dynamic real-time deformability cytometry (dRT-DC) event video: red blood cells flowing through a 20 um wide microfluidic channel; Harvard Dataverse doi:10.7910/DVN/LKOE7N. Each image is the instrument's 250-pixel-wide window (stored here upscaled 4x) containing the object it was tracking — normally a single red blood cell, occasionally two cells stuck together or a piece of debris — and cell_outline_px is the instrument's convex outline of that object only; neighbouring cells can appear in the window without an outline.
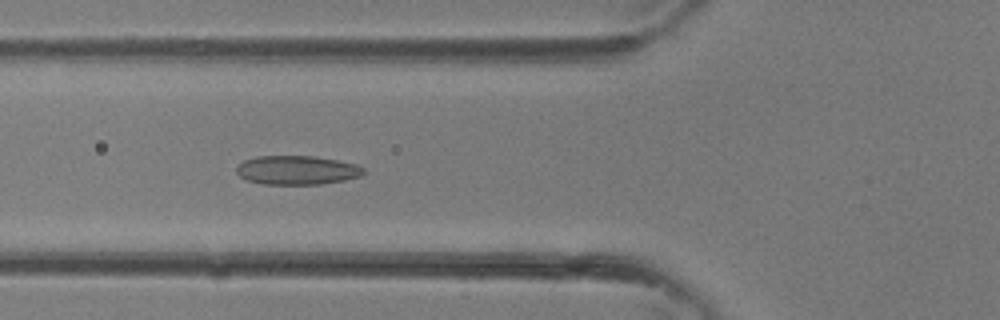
{"species": "common noctule bat (a hibernating species)", "species_latin": "Nyctalus noctula", "temperature_condition": "room temperature", "stored_images_in_passage": 37, "camera_frame_rate_fps": 3000, "um_per_image_px": 0.085, "animal": {"sex": "female"}, "frame": {"image": 1, "passage_image": 13, "time_ms": 4.0, "image_size_px": [1000, 320], "cell_outline_px": [[364, 172], [360, 176], [344, 180], [320, 184], [260, 184], [248, 180], [240, 176], [236, 172], [236, 168], [244, 160], [256, 156], [312, 156], [336, 160], [356, 164], [364, 168]], "centroid_in_image_um": [25.22, 14.46], "position_along_channel_um": 100.6, "area_um2": 21.33}}
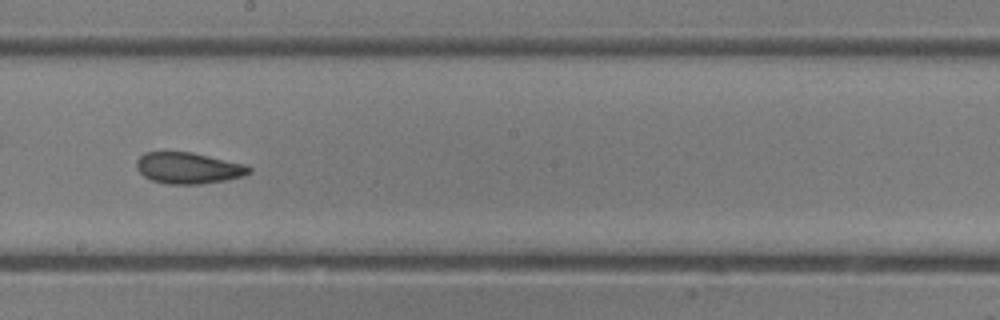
{"frame": {"image": 2, "passage_image": 20, "time_ms": 6.333, "image_size_px": [1000, 320], "cell_outline_px": [[252, 172], [244, 176], [224, 180], [200, 184], [168, 184], [152, 180], [144, 176], [136, 168], [136, 160], [144, 152], [192, 152], [248, 164], [252, 168]], "centroid_in_image_um": [16.05, 14.27], "position_along_channel_um": 232.2, "area_um2": 20.69}}
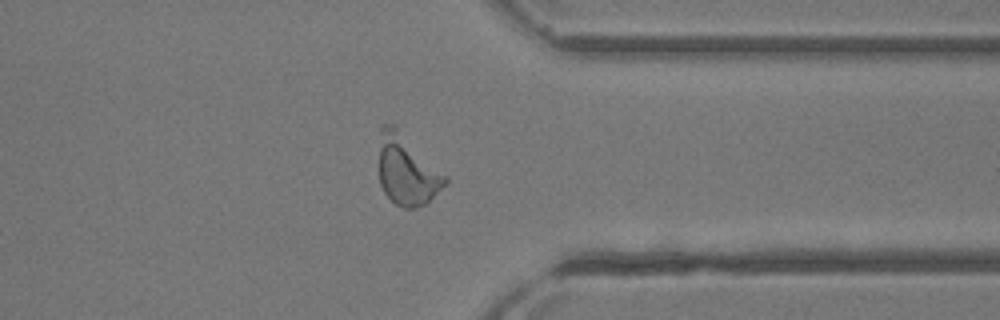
{"frame": {"image": 3, "passage_image": 28, "time_ms": 9.0, "image_size_px": [1000, 320], "cell_outline_px": [[448, 184], [424, 204], [416, 208], [404, 208], [396, 204], [384, 192], [380, 184], [380, 124], [396, 124], [448, 176]], "centroid_in_image_um": [34.63, 14.42], "position_along_channel_um": 376.8, "area_um2": 27.4}}